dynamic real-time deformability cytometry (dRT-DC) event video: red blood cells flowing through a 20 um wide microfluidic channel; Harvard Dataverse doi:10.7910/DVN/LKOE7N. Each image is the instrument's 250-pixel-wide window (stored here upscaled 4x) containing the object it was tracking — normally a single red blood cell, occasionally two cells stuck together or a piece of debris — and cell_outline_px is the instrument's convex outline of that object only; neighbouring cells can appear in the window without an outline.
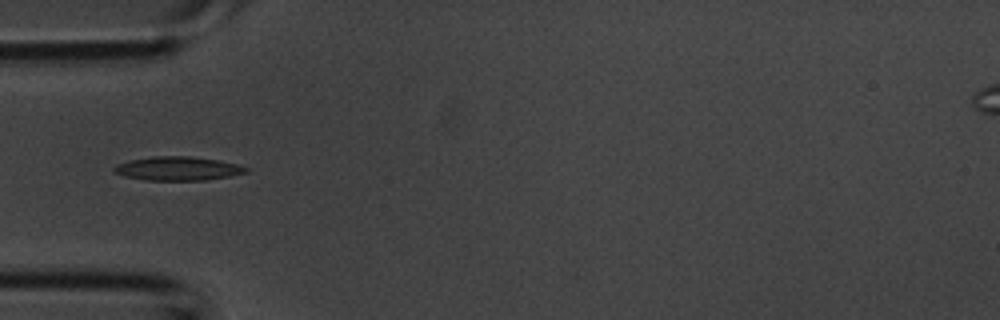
{"species": "common noctule bat (a hibernating species)", "species_latin": "Nyctalus noctula", "temperature_condition": "room temperature", "stored_images_in_passage": 4, "camera_frame_rate_fps": 3000, "um_per_image_px": 0.085, "animal": {"sex": "male", "body_mass_g": 20.1, "forearm_length_mm": 53.5}, "frame": {"image": 1, "passage_image": 4, "time_ms": 1.0, "image_size_px": [1000, 320], "cell_outline_px": [[248, 172], [228, 176], [204, 180], [144, 180], [124, 176], [112, 172], [112, 168], [116, 164], [128, 160], [152, 156], [192, 156], [220, 160], [236, 164], [248, 168]], "centroid_in_image_um": [15.05, 14.32], "position_along_channel_um": 69.9, "area_um2": 18.44}}